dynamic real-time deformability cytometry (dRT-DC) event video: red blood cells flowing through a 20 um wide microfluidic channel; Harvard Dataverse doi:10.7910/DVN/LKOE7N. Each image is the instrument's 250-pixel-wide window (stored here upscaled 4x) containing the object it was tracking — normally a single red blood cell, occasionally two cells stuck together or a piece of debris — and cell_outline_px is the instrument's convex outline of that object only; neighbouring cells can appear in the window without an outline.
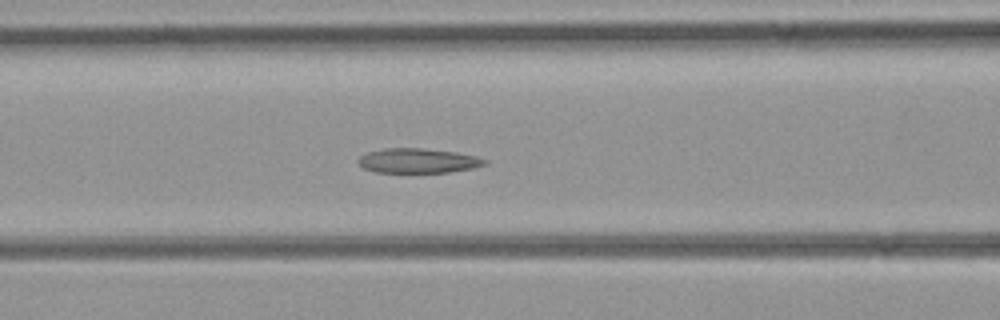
{"species": "common noctule bat (a hibernating species)", "species_latin": "Nyctalus noctula", "temperature_condition": "room temperature", "stored_images_in_passage": 36, "camera_frame_rate_fps": 3000, "um_per_image_px": 0.085, "animal": {"sex": "female", "body_mass_g": 21.9}, "frame": {"image": 1, "passage_image": 9, "time_ms": 2.667, "image_size_px": [1000, 320], "cell_outline_px": [[488, 160], [484, 164], [476, 168], [448, 172], [376, 172], [364, 168], [356, 160], [360, 156], [368, 152], [384, 148], [424, 148], [456, 152], [476, 156]], "centroid_in_image_um": [35.54, 13.65], "position_along_channel_um": 131.1, "area_um2": 18.15}}
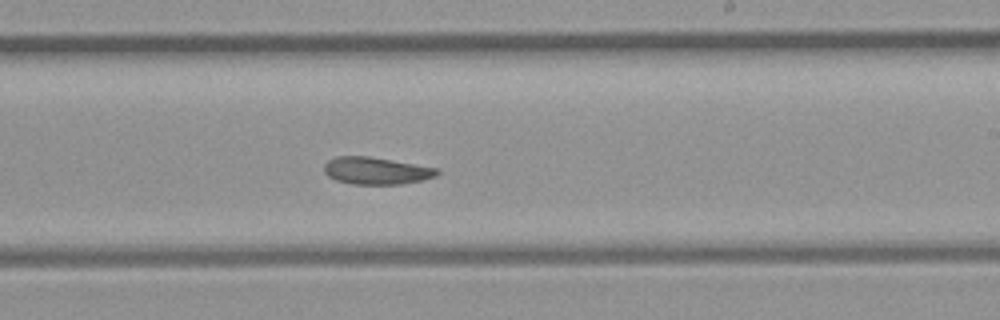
{"frame": {"image": 2, "passage_image": 17, "time_ms": 5.333, "image_size_px": [1000, 320], "cell_outline_px": [[440, 172], [436, 176], [420, 180], [400, 184], [352, 184], [336, 180], [328, 176], [324, 172], [324, 164], [328, 160], [336, 156], [368, 156], [440, 168]], "centroid_in_image_um": [31.97, 14.5], "position_along_channel_um": 257.0, "area_um2": 17.92}}
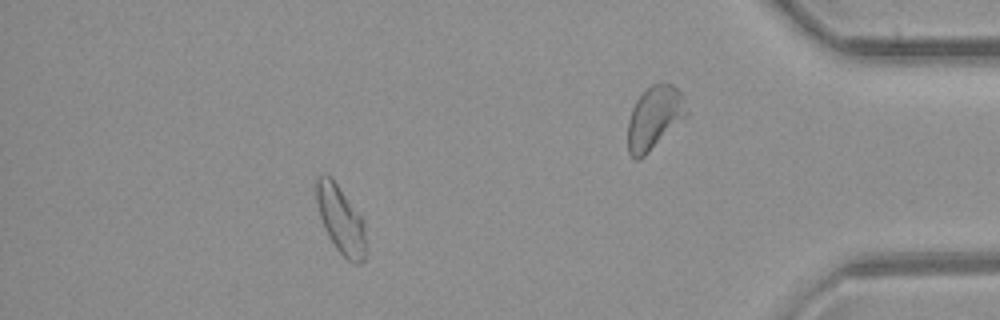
{"frame": {"image": 3, "passage_image": 30, "time_ms": 9.667, "image_size_px": [1000, 320], "cell_outline_px": [[364, 260], [360, 264], [352, 264], [336, 248], [328, 236], [324, 228], [320, 216], [316, 200], [316, 180], [320, 172], [324, 172], [336, 184], [364, 220]], "centroid_in_image_um": [28.94, 18.68], "position_along_channel_um": 406.3, "area_um2": 19.19}}